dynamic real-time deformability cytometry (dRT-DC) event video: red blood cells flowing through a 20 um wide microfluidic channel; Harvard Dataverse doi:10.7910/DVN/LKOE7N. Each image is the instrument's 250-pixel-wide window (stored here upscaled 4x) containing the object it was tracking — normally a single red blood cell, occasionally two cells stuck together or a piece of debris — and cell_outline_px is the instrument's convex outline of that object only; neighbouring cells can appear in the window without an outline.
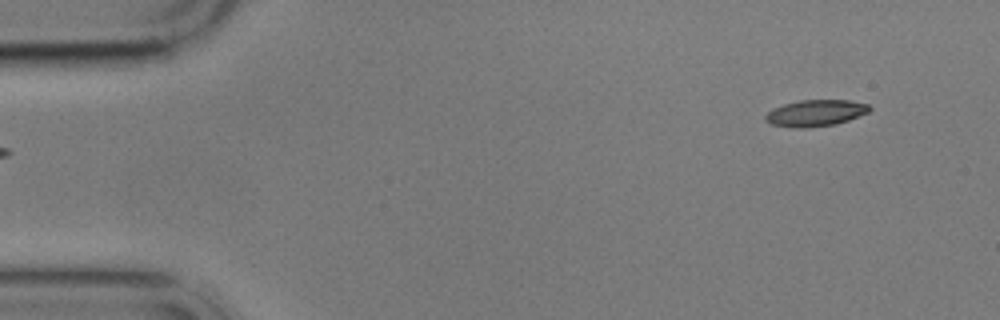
{"species": "common noctule bat (a hibernating species)", "species_latin": "Nyctalus noctula", "temperature_condition": "cold", "stored_images_in_passage": 3, "camera_frame_rate_fps": 3000, "um_per_image_px": 0.085, "animal": {"sex": "male", "body_mass_g": 17.9}, "frame": {"image": 1, "passage_image": 3, "time_ms": 3.333, "image_size_px": [1000, 320], "cell_outline_px": [[872, 108], [868, 112], [848, 120], [836, 124], [808, 128], [796, 128], [772, 124], [764, 120], [764, 116], [772, 108], [784, 104], [800, 100], [848, 100], [868, 104]], "centroid_in_image_um": [69.3, 9.61], "position_along_channel_um": 15.7, "area_um2": 16.07}}